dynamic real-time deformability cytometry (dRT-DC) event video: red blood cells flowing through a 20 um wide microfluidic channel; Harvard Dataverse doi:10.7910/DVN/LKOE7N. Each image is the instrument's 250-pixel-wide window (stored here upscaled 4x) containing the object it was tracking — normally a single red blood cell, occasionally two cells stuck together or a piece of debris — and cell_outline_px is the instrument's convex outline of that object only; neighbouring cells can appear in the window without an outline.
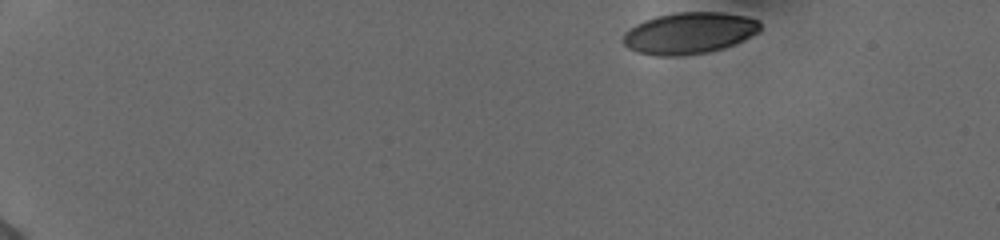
{"species": "human", "species_latin": "Homo sapiens", "temperature_condition": "cold", "stored_images_in_passage": 47, "camera_frame_rate_fps": 3000, "um_per_image_px": 0.085, "donor": {"sex": "female"}, "frame": {"image": 1, "passage_image": 1, "time_ms": 0.0, "image_size_px": [1000, 240], "cell_outline_px": [[760, 32], [724, 48], [708, 52], [676, 56], [656, 56], [636, 52], [628, 48], [624, 44], [624, 32], [628, 28], [644, 20], [656, 16], [676, 12], [720, 12], [748, 16], [756, 20], [760, 24]], "centroid_in_image_um": [58.56, 2.81], "position_along_channel_um": 26.4, "area_um2": 33.23}}
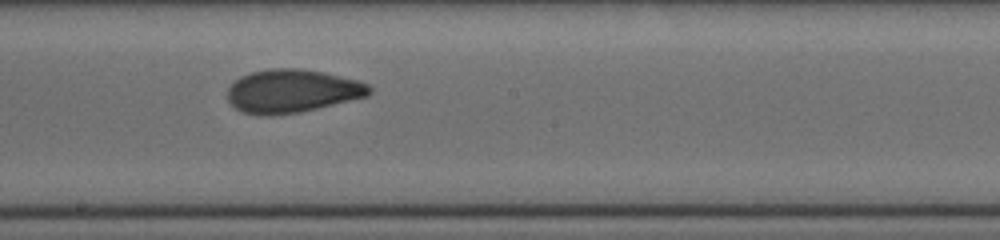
{"frame": {"image": 2, "passage_image": 26, "time_ms": 8.333, "image_size_px": [1000, 240], "cell_outline_px": [[372, 92], [368, 96], [300, 112], [272, 116], [244, 112], [236, 108], [228, 100], [228, 88], [240, 76], [252, 72], [272, 68], [300, 68], [324, 72], [356, 80], [368, 84], [372, 88]], "centroid_in_image_um": [24.85, 7.73], "position_along_channel_um": 223.4, "area_um2": 35.6}}
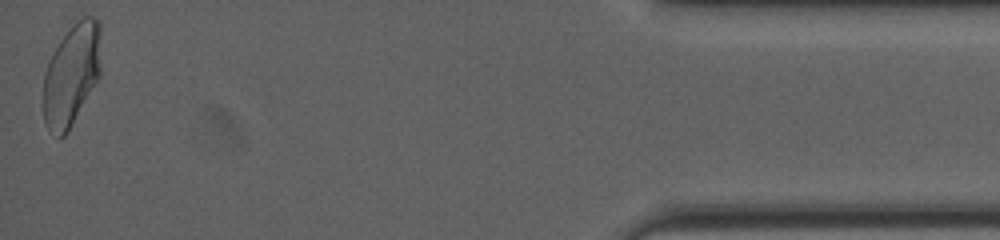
{"frame": {"image": 3, "passage_image": 47, "time_ms": 15.333, "image_size_px": [1000, 240], "cell_outline_px": [[100, 76], [64, 136], [60, 136], [48, 128], [44, 124], [44, 76], [48, 64], [60, 40], [84, 16], [92, 16], [100, 20]], "centroid_in_image_um": [6.1, 6.33], "position_along_channel_um": 429.1, "area_um2": 33.23}, "authors_computed_cell_mechanics": {"area_um2": 34.5066, "velocity_mm_per_s": 3.8959, "shape_relaxation_time_tau1_ms": 5.0079, "shape_relaxation_time_tau2_ms": 1.1738, "deformation_change_tau1": 0.1583, "deformation_change_tau2": 0.0658}}